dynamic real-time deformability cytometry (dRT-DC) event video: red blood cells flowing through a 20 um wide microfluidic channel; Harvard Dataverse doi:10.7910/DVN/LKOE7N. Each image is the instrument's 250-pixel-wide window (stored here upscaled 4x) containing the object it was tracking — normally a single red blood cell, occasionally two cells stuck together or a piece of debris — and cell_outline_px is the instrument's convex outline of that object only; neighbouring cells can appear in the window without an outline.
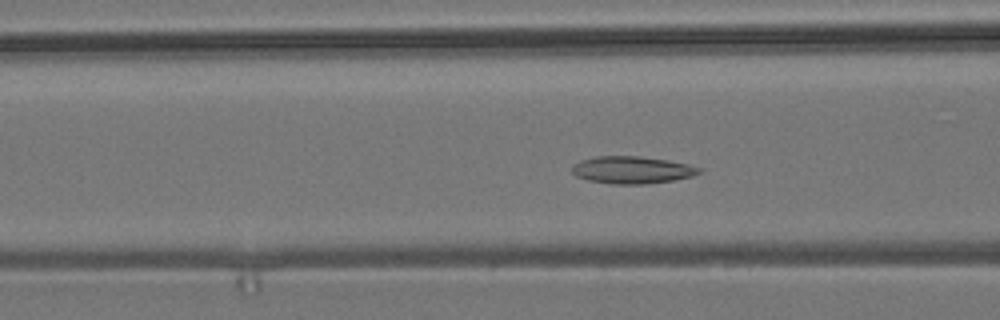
{"species": "common noctule bat (a hibernating species)", "species_latin": "Nyctalus noctula", "temperature_condition": "room temperature", "stored_images_in_passage": 46, "camera_frame_rate_fps": 3000, "um_per_image_px": 0.085, "animal": {"sex": "male", "body_mass_g": 19.2, "forearm_length_mm": 51.8}, "frame": {"image": 1, "passage_image": 12, "time_ms": 3.667, "image_size_px": [1000, 320], "cell_outline_px": [[704, 172], [692, 176], [672, 180], [644, 184], [612, 184], [588, 180], [576, 176], [572, 172], [572, 164], [580, 160], [596, 156], [640, 156], [668, 160], [688, 164], [704, 168]], "centroid_in_image_um": [53.74, 14.44], "position_along_channel_um": 112.9, "area_um2": 20.4}}
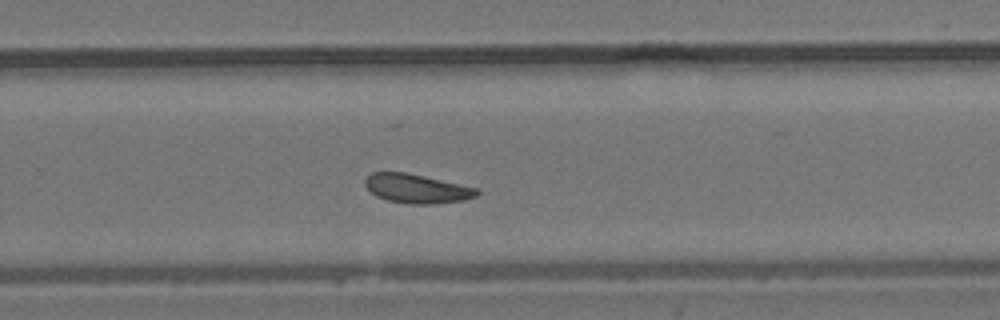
{"frame": {"image": 2, "passage_image": 27, "time_ms": 8.667, "image_size_px": [1000, 320], "cell_outline_px": [[480, 192], [476, 196], [464, 200], [436, 204], [408, 204], [388, 200], [376, 196], [364, 184], [364, 180], [372, 172], [404, 172], [424, 176], [480, 188]], "centroid_in_image_um": [35.46, 16.03], "position_along_channel_um": 294.3, "area_um2": 19.02}}
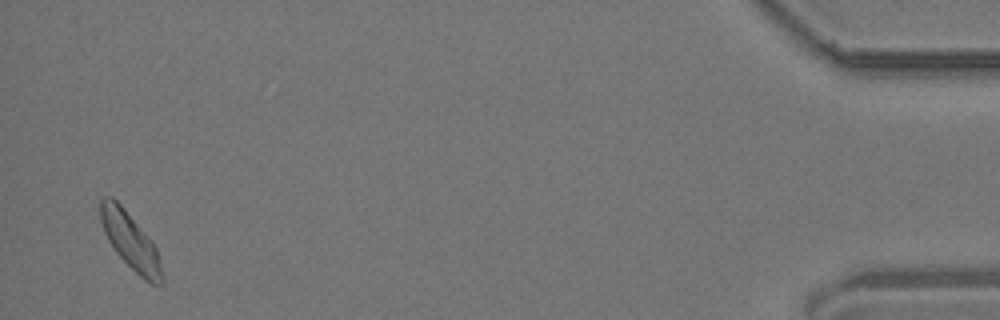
{"frame": {"image": 3, "passage_image": 45, "time_ms": 14.667, "image_size_px": [1000, 320], "cell_outline_px": [[164, 284], [152, 284], [144, 280], [116, 252], [108, 240], [104, 232], [100, 220], [100, 200], [104, 196], [112, 196], [120, 204], [156, 248], [164, 280]], "centroid_in_image_um": [11.06, 20.49], "position_along_channel_um": 424.1, "area_um2": 19.65}, "authors_computed_cell_mechanics": {"area_um2": 19.3052, "velocity_mm_per_s": 3.6466, "shape_relaxation_time_tau1_ms": null, "shape_relaxation_time_tau2_ms": 5.3522, "deformation_change_tau1": null, "deformation_change_tau2": 0.1167}}